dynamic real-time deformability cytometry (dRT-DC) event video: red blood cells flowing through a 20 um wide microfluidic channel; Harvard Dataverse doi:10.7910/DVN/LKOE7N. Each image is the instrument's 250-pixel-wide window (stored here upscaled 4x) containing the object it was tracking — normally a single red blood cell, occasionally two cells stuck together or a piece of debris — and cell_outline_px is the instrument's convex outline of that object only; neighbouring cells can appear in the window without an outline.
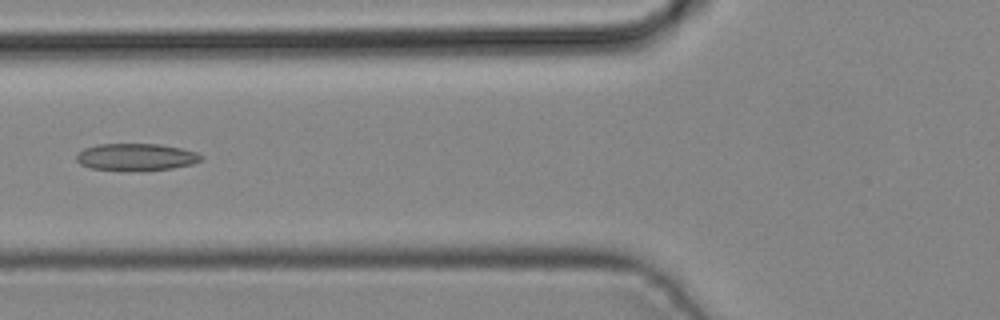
{"species": "common noctule bat (a hibernating species)", "species_latin": "Nyctalus noctula", "temperature_condition": "cold", "stored_images_in_passage": 4, "camera_frame_rate_fps": 3000, "um_per_image_px": 0.085, "animal": {"sex": "male", "body_mass_g": 19.2, "forearm_length_mm": 51.8}, "frame": {"image": 1, "passage_image": 4, "time_ms": 1.0, "image_size_px": [1000, 320], "cell_outline_px": [[204, 156], [200, 160], [192, 164], [172, 168], [92, 168], [80, 164], [76, 160], [76, 152], [84, 148], [96, 144], [160, 144], [180, 148], [196, 152]], "centroid_in_image_um": [11.55, 13.29], "position_along_channel_um": 114.3, "area_um2": 18.84}}